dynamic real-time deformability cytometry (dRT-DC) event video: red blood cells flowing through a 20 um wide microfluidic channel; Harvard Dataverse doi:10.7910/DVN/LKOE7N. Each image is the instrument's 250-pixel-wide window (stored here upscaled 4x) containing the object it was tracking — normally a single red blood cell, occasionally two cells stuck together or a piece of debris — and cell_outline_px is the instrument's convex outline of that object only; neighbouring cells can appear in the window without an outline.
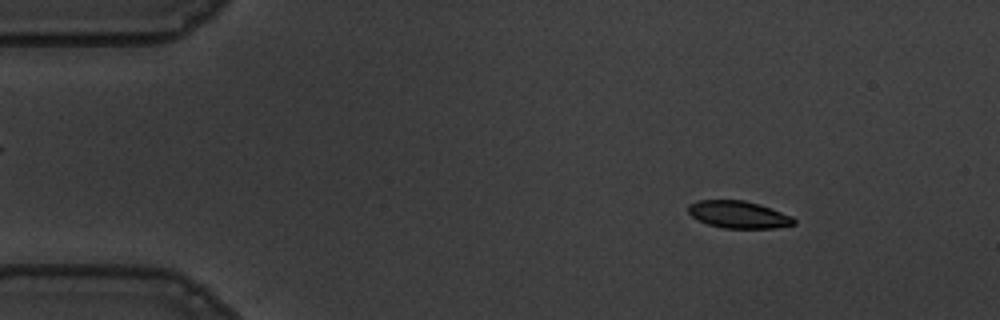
{"species": "common noctule bat (a hibernating species)", "species_latin": "Nyctalus noctula", "temperature_condition": "warm", "stored_images_in_passage": 56, "camera_frame_rate_fps": 3000, "um_per_image_px": 0.085, "animal": {"sex": "male", "body_mass_g": 19.5, "forearm_length_mm": 54.6}, "frame": {"image": 1, "passage_image": 7, "time_ms": 2.0, "image_size_px": [1000, 320], "cell_outline_px": [[796, 224], [772, 228], [724, 228], [708, 224], [692, 216], [688, 212], [688, 204], [700, 200], [744, 200], [760, 204], [792, 216], [796, 220]], "centroid_in_image_um": [62.79, 18.23], "position_along_channel_um": 22.2, "area_um2": 16.7}}
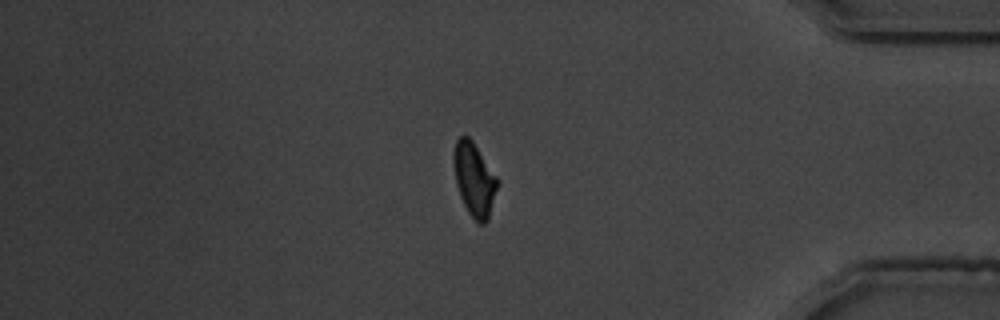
{"frame": {"image": 2, "passage_image": 47, "time_ms": 15.333, "image_size_px": [1000, 320], "cell_outline_px": [[496, 188], [488, 220], [484, 224], [480, 224], [468, 212], [460, 196], [456, 184], [452, 160], [452, 156], [456, 140], [460, 136], [468, 136], [472, 140], [496, 176]], "centroid_in_image_um": [40.26, 15.22], "position_along_channel_um": 394.9, "area_um2": 18.32}}
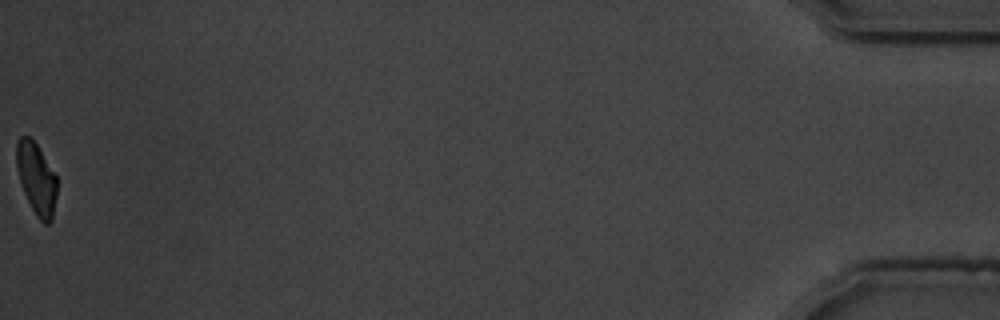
{"frame": {"image": 3, "passage_image": 56, "time_ms": 18.333, "image_size_px": [1000, 320], "cell_outline_px": [[56, 196], [52, 220], [48, 224], [44, 224], [36, 216], [20, 184], [16, 168], [16, 140], [20, 136], [28, 136], [36, 144], [56, 176]], "centroid_in_image_um": [3.07, 15.19], "position_along_channel_um": 432.1, "area_um2": 16.76}, "authors_computed_cell_mechanics": {"area_um2": 18.207, "velocity_mm_per_s": 3.5967, "shape_relaxation_time_tau1_ms": 2.467, "shape_relaxation_time_tau2_ms": 3.2854, "deformation_change_tau1": 0.13, "deformation_change_tau2": 0.089}}